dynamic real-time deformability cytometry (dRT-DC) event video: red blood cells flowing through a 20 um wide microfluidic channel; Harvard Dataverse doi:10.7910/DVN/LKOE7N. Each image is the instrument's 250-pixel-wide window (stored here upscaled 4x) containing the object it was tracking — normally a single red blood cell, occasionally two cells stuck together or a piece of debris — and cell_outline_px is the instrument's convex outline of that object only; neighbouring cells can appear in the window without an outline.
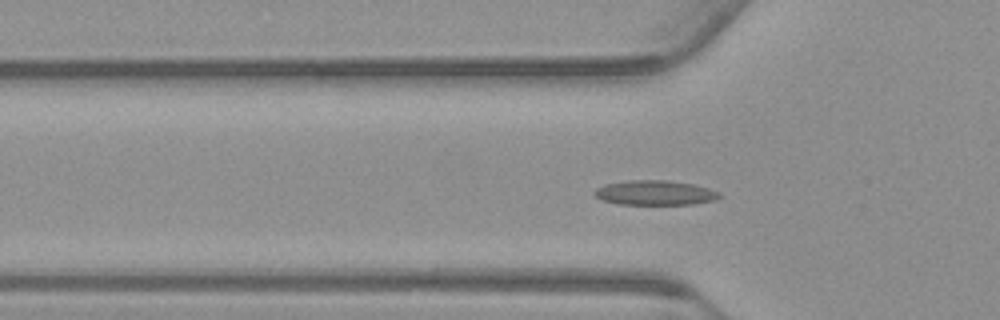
{"species": "common noctule bat (a hibernating species)", "species_latin": "Nyctalus noctula", "temperature_condition": "warm", "stored_images_in_passage": 56, "camera_frame_rate_fps": 3000, "um_per_image_px": 0.085, "animal": {"sex": "male", "body_mass_g": 23.1, "forearm_length_mm": 52.7}, "frame": {"image": 1, "passage_image": 18, "time_ms": 5.667, "image_size_px": [1000, 320], "cell_outline_px": [[724, 196], [716, 200], [692, 204], [616, 204], [600, 200], [592, 192], [596, 188], [604, 184], [628, 180], [668, 180], [696, 184], [720, 192]], "centroid_in_image_um": [55.69, 16.38], "position_along_channel_um": 70.1, "area_um2": 18.32}}
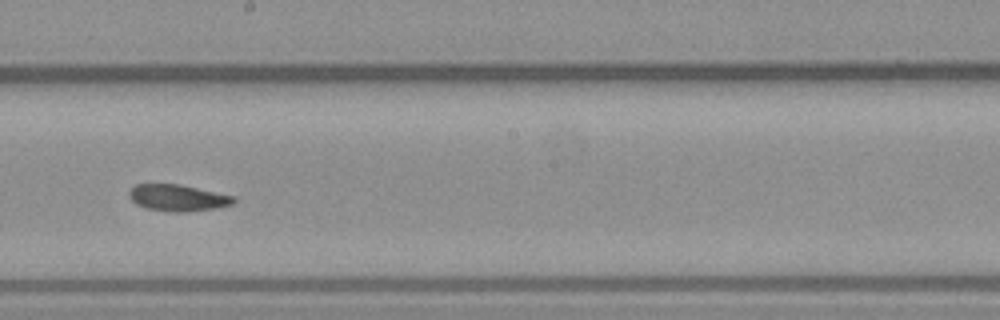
{"frame": {"image": 2, "passage_image": 31, "time_ms": 10.0, "image_size_px": [1000, 320], "cell_outline_px": [[236, 200], [232, 204], [216, 208], [188, 212], [172, 212], [148, 208], [136, 204], [128, 196], [128, 192], [136, 184], [180, 184], [236, 196]], "centroid_in_image_um": [15.14, 16.81], "position_along_channel_um": 233.1, "area_um2": 16.24}}
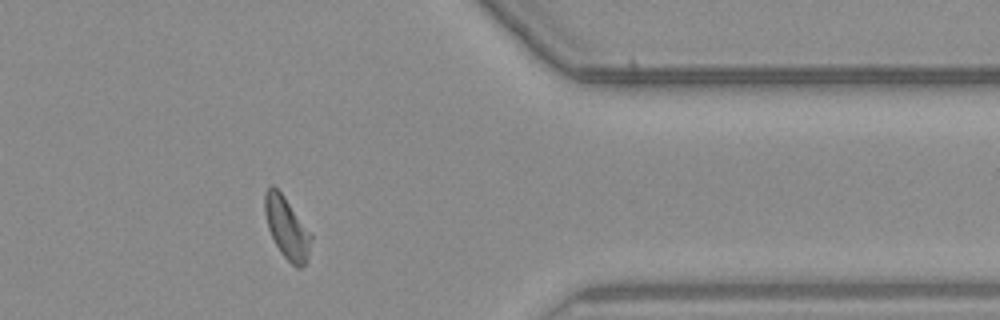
{"frame": {"image": 3, "passage_image": 45, "time_ms": 14.667, "image_size_px": [1000, 320], "cell_outline_px": [[312, 240], [304, 264], [300, 268], [296, 268], [280, 252], [268, 228], [264, 212], [264, 192], [272, 184], [284, 196], [312, 236]], "centroid_in_image_um": [24.35, 19.35], "position_along_channel_um": 387.1, "area_um2": 16.18}}